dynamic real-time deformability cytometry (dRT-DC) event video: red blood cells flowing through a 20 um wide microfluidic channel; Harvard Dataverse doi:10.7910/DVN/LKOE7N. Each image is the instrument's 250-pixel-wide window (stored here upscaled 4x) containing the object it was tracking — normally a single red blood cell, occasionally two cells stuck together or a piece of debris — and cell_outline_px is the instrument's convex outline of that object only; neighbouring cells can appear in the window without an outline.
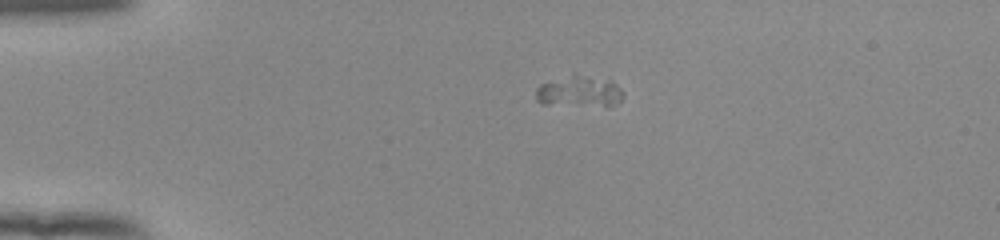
{"species": "human", "species_latin": "Homo sapiens", "temperature_condition": "room temperature", "stored_images_in_passage": 45, "camera_frame_rate_fps": 3000, "um_per_image_px": 0.085, "donor": {"sex": "female"}, "frame": {"image": 1, "passage_image": 5, "time_ms": 1.333, "image_size_px": [1000, 240], "cell_outline_px": [[624, 96], [620, 100], [608, 108], [540, 104], [536, 100], [536, 88], [540, 84], [572, 72], [576, 72], [608, 80], [616, 84], [624, 92]], "centroid_in_image_um": [49.23, 7.78], "position_along_channel_um": 35.8, "area_um2": 16.88}}
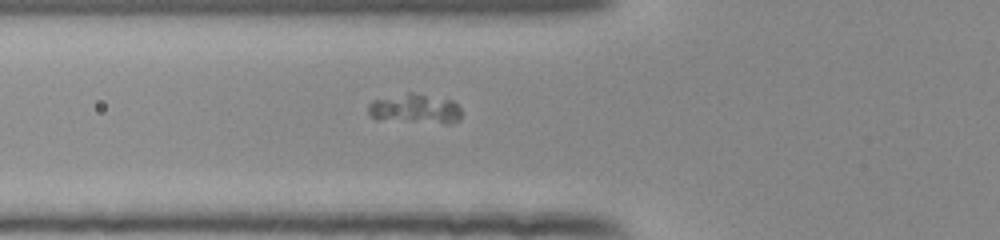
{"frame": {"image": 2, "passage_image": 13, "time_ms": 4.0, "image_size_px": [1000, 240], "cell_outline_px": [[460, 120], [452, 124], [444, 124], [376, 120], [368, 116], [368, 104], [372, 100], [408, 92], [412, 92], [452, 100], [460, 108]], "centroid_in_image_um": [35.25, 9.28], "position_along_channel_um": 90.6, "area_um2": 16.65}}